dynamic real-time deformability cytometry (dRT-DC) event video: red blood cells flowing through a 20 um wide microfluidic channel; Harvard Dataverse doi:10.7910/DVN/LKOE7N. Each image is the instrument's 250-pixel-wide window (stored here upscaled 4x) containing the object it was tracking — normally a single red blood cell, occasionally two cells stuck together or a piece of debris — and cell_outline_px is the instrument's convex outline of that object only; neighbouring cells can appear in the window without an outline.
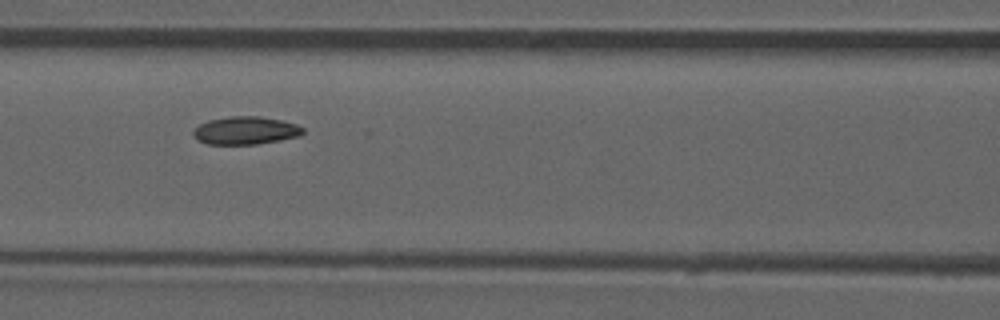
{"species": "common noctule bat (a hibernating species)", "species_latin": "Nyctalus noctula", "temperature_condition": "room temperature", "stored_images_in_passage": 53, "camera_frame_rate_fps": 3000, "um_per_image_px": 0.085, "animal": {"sex": "male", "forearm_length_mm": 52.5}, "frame": {"image": 1, "passage_image": 23, "time_ms": 7.333, "image_size_px": [1000, 320], "cell_outline_px": [[304, 132], [300, 136], [280, 140], [256, 144], [208, 144], [196, 140], [192, 136], [192, 132], [200, 124], [208, 120], [228, 116], [260, 116], [280, 120], [296, 124], [304, 128]], "centroid_in_image_um": [20.85, 11.09], "position_along_channel_um": 145.7, "area_um2": 17.92}, "authors_computed_cell_mechanics": {"area_um2": 17.8602, "velocity_mm_per_s": 3.8928, "shape_relaxation_time_tau1_ms": 8.9457, "shape_relaxation_time_tau2_ms": 2.1157, "deformation_change_tau1": 0.1128, "deformation_change_tau2": 0.0605}}